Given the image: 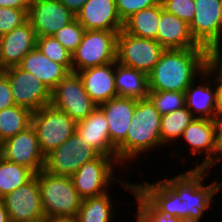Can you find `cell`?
<instances>
[{
    "mask_svg": "<svg viewBox=\"0 0 222 222\" xmlns=\"http://www.w3.org/2000/svg\"><path fill=\"white\" fill-rule=\"evenodd\" d=\"M206 70V48L165 49L148 74L150 91L185 92Z\"/></svg>",
    "mask_w": 222,
    "mask_h": 222,
    "instance_id": "cell-1",
    "label": "cell"
},
{
    "mask_svg": "<svg viewBox=\"0 0 222 222\" xmlns=\"http://www.w3.org/2000/svg\"><path fill=\"white\" fill-rule=\"evenodd\" d=\"M161 117L149 98L137 100L126 139L117 147V160L122 167L136 164L135 160L139 161L142 153L144 156L163 147L160 136Z\"/></svg>",
    "mask_w": 222,
    "mask_h": 222,
    "instance_id": "cell-2",
    "label": "cell"
},
{
    "mask_svg": "<svg viewBox=\"0 0 222 222\" xmlns=\"http://www.w3.org/2000/svg\"><path fill=\"white\" fill-rule=\"evenodd\" d=\"M209 174L212 172L192 167L171 178L169 176L163 178L182 202L183 222H202L205 211L210 209L215 201L214 196L217 198L215 194L222 193L220 177L214 179L213 183L204 185L206 182L204 179H209L207 177Z\"/></svg>",
    "mask_w": 222,
    "mask_h": 222,
    "instance_id": "cell-3",
    "label": "cell"
},
{
    "mask_svg": "<svg viewBox=\"0 0 222 222\" xmlns=\"http://www.w3.org/2000/svg\"><path fill=\"white\" fill-rule=\"evenodd\" d=\"M35 175L39 182L46 221L76 218L83 198L75 189L71 176L56 175L45 170H41Z\"/></svg>",
    "mask_w": 222,
    "mask_h": 222,
    "instance_id": "cell-4",
    "label": "cell"
},
{
    "mask_svg": "<svg viewBox=\"0 0 222 222\" xmlns=\"http://www.w3.org/2000/svg\"><path fill=\"white\" fill-rule=\"evenodd\" d=\"M122 168L117 156L99 155L93 161L84 163L72 176L74 187L84 199L102 195L112 189L110 184L118 182L127 191L134 192L135 183L123 181L115 174V169ZM118 178H120L118 180ZM113 181V182H112Z\"/></svg>",
    "mask_w": 222,
    "mask_h": 222,
    "instance_id": "cell-5",
    "label": "cell"
},
{
    "mask_svg": "<svg viewBox=\"0 0 222 222\" xmlns=\"http://www.w3.org/2000/svg\"><path fill=\"white\" fill-rule=\"evenodd\" d=\"M119 32L85 30L81 43L72 54V72L117 61V36Z\"/></svg>",
    "mask_w": 222,
    "mask_h": 222,
    "instance_id": "cell-6",
    "label": "cell"
},
{
    "mask_svg": "<svg viewBox=\"0 0 222 222\" xmlns=\"http://www.w3.org/2000/svg\"><path fill=\"white\" fill-rule=\"evenodd\" d=\"M32 126L40 150L46 156L75 133L76 122L65 112L48 105L32 113Z\"/></svg>",
    "mask_w": 222,
    "mask_h": 222,
    "instance_id": "cell-7",
    "label": "cell"
},
{
    "mask_svg": "<svg viewBox=\"0 0 222 222\" xmlns=\"http://www.w3.org/2000/svg\"><path fill=\"white\" fill-rule=\"evenodd\" d=\"M50 105L68 114L75 122L85 119L98 106L86 92L79 74L74 72L51 91Z\"/></svg>",
    "mask_w": 222,
    "mask_h": 222,
    "instance_id": "cell-8",
    "label": "cell"
},
{
    "mask_svg": "<svg viewBox=\"0 0 222 222\" xmlns=\"http://www.w3.org/2000/svg\"><path fill=\"white\" fill-rule=\"evenodd\" d=\"M165 49L158 41L126 33L117 36V62L149 74Z\"/></svg>",
    "mask_w": 222,
    "mask_h": 222,
    "instance_id": "cell-9",
    "label": "cell"
},
{
    "mask_svg": "<svg viewBox=\"0 0 222 222\" xmlns=\"http://www.w3.org/2000/svg\"><path fill=\"white\" fill-rule=\"evenodd\" d=\"M99 154L75 132L61 146L45 156L44 169L56 175L72 176L84 163Z\"/></svg>",
    "mask_w": 222,
    "mask_h": 222,
    "instance_id": "cell-10",
    "label": "cell"
},
{
    "mask_svg": "<svg viewBox=\"0 0 222 222\" xmlns=\"http://www.w3.org/2000/svg\"><path fill=\"white\" fill-rule=\"evenodd\" d=\"M8 79L17 106L35 112L50 105L51 91L35 75L12 66L1 71Z\"/></svg>",
    "mask_w": 222,
    "mask_h": 222,
    "instance_id": "cell-11",
    "label": "cell"
},
{
    "mask_svg": "<svg viewBox=\"0 0 222 222\" xmlns=\"http://www.w3.org/2000/svg\"><path fill=\"white\" fill-rule=\"evenodd\" d=\"M12 222L46 221L36 175L2 198Z\"/></svg>",
    "mask_w": 222,
    "mask_h": 222,
    "instance_id": "cell-12",
    "label": "cell"
},
{
    "mask_svg": "<svg viewBox=\"0 0 222 222\" xmlns=\"http://www.w3.org/2000/svg\"><path fill=\"white\" fill-rule=\"evenodd\" d=\"M32 170L35 174L44 169L45 156L40 150L35 128L31 125L3 142L2 156Z\"/></svg>",
    "mask_w": 222,
    "mask_h": 222,
    "instance_id": "cell-13",
    "label": "cell"
},
{
    "mask_svg": "<svg viewBox=\"0 0 222 222\" xmlns=\"http://www.w3.org/2000/svg\"><path fill=\"white\" fill-rule=\"evenodd\" d=\"M75 19L59 0H31L28 21L36 37L53 36Z\"/></svg>",
    "mask_w": 222,
    "mask_h": 222,
    "instance_id": "cell-14",
    "label": "cell"
},
{
    "mask_svg": "<svg viewBox=\"0 0 222 222\" xmlns=\"http://www.w3.org/2000/svg\"><path fill=\"white\" fill-rule=\"evenodd\" d=\"M196 11L189 24L194 40L202 47L222 37V0H194Z\"/></svg>",
    "mask_w": 222,
    "mask_h": 222,
    "instance_id": "cell-15",
    "label": "cell"
},
{
    "mask_svg": "<svg viewBox=\"0 0 222 222\" xmlns=\"http://www.w3.org/2000/svg\"><path fill=\"white\" fill-rule=\"evenodd\" d=\"M184 139V141H183ZM180 143L185 142L188 145L189 155L195 156L205 153V157L199 161H193L194 169H203L209 172L212 168V155L215 141V123L214 120L204 118H194V120L186 127Z\"/></svg>",
    "mask_w": 222,
    "mask_h": 222,
    "instance_id": "cell-16",
    "label": "cell"
},
{
    "mask_svg": "<svg viewBox=\"0 0 222 222\" xmlns=\"http://www.w3.org/2000/svg\"><path fill=\"white\" fill-rule=\"evenodd\" d=\"M216 100L217 83L207 70L199 75L185 91V106L195 118L213 120Z\"/></svg>",
    "mask_w": 222,
    "mask_h": 222,
    "instance_id": "cell-17",
    "label": "cell"
},
{
    "mask_svg": "<svg viewBox=\"0 0 222 222\" xmlns=\"http://www.w3.org/2000/svg\"><path fill=\"white\" fill-rule=\"evenodd\" d=\"M75 18L85 30L120 32L124 25L117 12L116 0H88Z\"/></svg>",
    "mask_w": 222,
    "mask_h": 222,
    "instance_id": "cell-18",
    "label": "cell"
},
{
    "mask_svg": "<svg viewBox=\"0 0 222 222\" xmlns=\"http://www.w3.org/2000/svg\"><path fill=\"white\" fill-rule=\"evenodd\" d=\"M36 35L29 21L0 37L2 69L18 66L24 56L36 47Z\"/></svg>",
    "mask_w": 222,
    "mask_h": 222,
    "instance_id": "cell-19",
    "label": "cell"
},
{
    "mask_svg": "<svg viewBox=\"0 0 222 222\" xmlns=\"http://www.w3.org/2000/svg\"><path fill=\"white\" fill-rule=\"evenodd\" d=\"M75 132L99 155L117 156V148L110 141L107 119L98 106L85 119L76 122Z\"/></svg>",
    "mask_w": 222,
    "mask_h": 222,
    "instance_id": "cell-20",
    "label": "cell"
},
{
    "mask_svg": "<svg viewBox=\"0 0 222 222\" xmlns=\"http://www.w3.org/2000/svg\"><path fill=\"white\" fill-rule=\"evenodd\" d=\"M136 103V99L116 97L98 105L107 119L110 141L116 148L126 139Z\"/></svg>",
    "mask_w": 222,
    "mask_h": 222,
    "instance_id": "cell-21",
    "label": "cell"
},
{
    "mask_svg": "<svg viewBox=\"0 0 222 222\" xmlns=\"http://www.w3.org/2000/svg\"><path fill=\"white\" fill-rule=\"evenodd\" d=\"M91 100L100 105L116 98L114 62L90 67L78 72Z\"/></svg>",
    "mask_w": 222,
    "mask_h": 222,
    "instance_id": "cell-22",
    "label": "cell"
},
{
    "mask_svg": "<svg viewBox=\"0 0 222 222\" xmlns=\"http://www.w3.org/2000/svg\"><path fill=\"white\" fill-rule=\"evenodd\" d=\"M157 41L164 49L204 48L194 40L189 24L166 12L162 4Z\"/></svg>",
    "mask_w": 222,
    "mask_h": 222,
    "instance_id": "cell-23",
    "label": "cell"
},
{
    "mask_svg": "<svg viewBox=\"0 0 222 222\" xmlns=\"http://www.w3.org/2000/svg\"><path fill=\"white\" fill-rule=\"evenodd\" d=\"M18 66L35 75L50 91L70 73L64 65L50 60L37 47L26 54Z\"/></svg>",
    "mask_w": 222,
    "mask_h": 222,
    "instance_id": "cell-24",
    "label": "cell"
},
{
    "mask_svg": "<svg viewBox=\"0 0 222 222\" xmlns=\"http://www.w3.org/2000/svg\"><path fill=\"white\" fill-rule=\"evenodd\" d=\"M135 183V188L161 213L182 220V202L178 194L163 180L153 183L143 180Z\"/></svg>",
    "mask_w": 222,
    "mask_h": 222,
    "instance_id": "cell-25",
    "label": "cell"
},
{
    "mask_svg": "<svg viewBox=\"0 0 222 222\" xmlns=\"http://www.w3.org/2000/svg\"><path fill=\"white\" fill-rule=\"evenodd\" d=\"M115 86L118 97L144 99L149 95L148 74L114 62Z\"/></svg>",
    "mask_w": 222,
    "mask_h": 222,
    "instance_id": "cell-26",
    "label": "cell"
},
{
    "mask_svg": "<svg viewBox=\"0 0 222 222\" xmlns=\"http://www.w3.org/2000/svg\"><path fill=\"white\" fill-rule=\"evenodd\" d=\"M111 191L102 195L84 198L76 219L79 222H113L116 214V199L111 198ZM114 203H113V201ZM115 206V207H114ZM115 209V210H114Z\"/></svg>",
    "mask_w": 222,
    "mask_h": 222,
    "instance_id": "cell-27",
    "label": "cell"
},
{
    "mask_svg": "<svg viewBox=\"0 0 222 222\" xmlns=\"http://www.w3.org/2000/svg\"><path fill=\"white\" fill-rule=\"evenodd\" d=\"M160 17L161 2L153 7L136 12L124 22L123 30L130 35L157 41Z\"/></svg>",
    "mask_w": 222,
    "mask_h": 222,
    "instance_id": "cell-28",
    "label": "cell"
},
{
    "mask_svg": "<svg viewBox=\"0 0 222 222\" xmlns=\"http://www.w3.org/2000/svg\"><path fill=\"white\" fill-rule=\"evenodd\" d=\"M194 118L192 112L186 106L169 114L162 115L160 136L163 147L167 149L169 146H176L184 130Z\"/></svg>",
    "mask_w": 222,
    "mask_h": 222,
    "instance_id": "cell-29",
    "label": "cell"
},
{
    "mask_svg": "<svg viewBox=\"0 0 222 222\" xmlns=\"http://www.w3.org/2000/svg\"><path fill=\"white\" fill-rule=\"evenodd\" d=\"M32 113L17 105L0 110V140L4 142L31 126Z\"/></svg>",
    "mask_w": 222,
    "mask_h": 222,
    "instance_id": "cell-30",
    "label": "cell"
},
{
    "mask_svg": "<svg viewBox=\"0 0 222 222\" xmlns=\"http://www.w3.org/2000/svg\"><path fill=\"white\" fill-rule=\"evenodd\" d=\"M35 173L25 166L0 157V199L29 182Z\"/></svg>",
    "mask_w": 222,
    "mask_h": 222,
    "instance_id": "cell-31",
    "label": "cell"
},
{
    "mask_svg": "<svg viewBox=\"0 0 222 222\" xmlns=\"http://www.w3.org/2000/svg\"><path fill=\"white\" fill-rule=\"evenodd\" d=\"M36 47L50 60L72 72V54L54 36L37 37Z\"/></svg>",
    "mask_w": 222,
    "mask_h": 222,
    "instance_id": "cell-32",
    "label": "cell"
},
{
    "mask_svg": "<svg viewBox=\"0 0 222 222\" xmlns=\"http://www.w3.org/2000/svg\"><path fill=\"white\" fill-rule=\"evenodd\" d=\"M135 196L137 209L135 222H183L180 218L168 216L159 212L136 188L132 193Z\"/></svg>",
    "mask_w": 222,
    "mask_h": 222,
    "instance_id": "cell-33",
    "label": "cell"
},
{
    "mask_svg": "<svg viewBox=\"0 0 222 222\" xmlns=\"http://www.w3.org/2000/svg\"><path fill=\"white\" fill-rule=\"evenodd\" d=\"M148 98L161 115L185 107V92L150 91Z\"/></svg>",
    "mask_w": 222,
    "mask_h": 222,
    "instance_id": "cell-34",
    "label": "cell"
},
{
    "mask_svg": "<svg viewBox=\"0 0 222 222\" xmlns=\"http://www.w3.org/2000/svg\"><path fill=\"white\" fill-rule=\"evenodd\" d=\"M85 29L75 18L72 22L56 32L53 36L58 40L71 54H73L81 43Z\"/></svg>",
    "mask_w": 222,
    "mask_h": 222,
    "instance_id": "cell-35",
    "label": "cell"
},
{
    "mask_svg": "<svg viewBox=\"0 0 222 222\" xmlns=\"http://www.w3.org/2000/svg\"><path fill=\"white\" fill-rule=\"evenodd\" d=\"M28 10L0 7V37L27 22Z\"/></svg>",
    "mask_w": 222,
    "mask_h": 222,
    "instance_id": "cell-36",
    "label": "cell"
},
{
    "mask_svg": "<svg viewBox=\"0 0 222 222\" xmlns=\"http://www.w3.org/2000/svg\"><path fill=\"white\" fill-rule=\"evenodd\" d=\"M163 9L181 20L191 23L195 11L196 5L194 0H160Z\"/></svg>",
    "mask_w": 222,
    "mask_h": 222,
    "instance_id": "cell-37",
    "label": "cell"
},
{
    "mask_svg": "<svg viewBox=\"0 0 222 222\" xmlns=\"http://www.w3.org/2000/svg\"><path fill=\"white\" fill-rule=\"evenodd\" d=\"M206 70L215 79H222V37L206 48Z\"/></svg>",
    "mask_w": 222,
    "mask_h": 222,
    "instance_id": "cell-38",
    "label": "cell"
},
{
    "mask_svg": "<svg viewBox=\"0 0 222 222\" xmlns=\"http://www.w3.org/2000/svg\"><path fill=\"white\" fill-rule=\"evenodd\" d=\"M159 2L160 0H116V8L121 21L124 23L136 12L153 7Z\"/></svg>",
    "mask_w": 222,
    "mask_h": 222,
    "instance_id": "cell-39",
    "label": "cell"
},
{
    "mask_svg": "<svg viewBox=\"0 0 222 222\" xmlns=\"http://www.w3.org/2000/svg\"><path fill=\"white\" fill-rule=\"evenodd\" d=\"M213 120L215 123V141L212 155V167L215 168V166H218L222 161V116L214 118Z\"/></svg>",
    "mask_w": 222,
    "mask_h": 222,
    "instance_id": "cell-40",
    "label": "cell"
},
{
    "mask_svg": "<svg viewBox=\"0 0 222 222\" xmlns=\"http://www.w3.org/2000/svg\"><path fill=\"white\" fill-rule=\"evenodd\" d=\"M16 105L12 91L10 88V83L7 77L0 72V110Z\"/></svg>",
    "mask_w": 222,
    "mask_h": 222,
    "instance_id": "cell-41",
    "label": "cell"
},
{
    "mask_svg": "<svg viewBox=\"0 0 222 222\" xmlns=\"http://www.w3.org/2000/svg\"><path fill=\"white\" fill-rule=\"evenodd\" d=\"M31 0H0V7L29 9Z\"/></svg>",
    "mask_w": 222,
    "mask_h": 222,
    "instance_id": "cell-42",
    "label": "cell"
},
{
    "mask_svg": "<svg viewBox=\"0 0 222 222\" xmlns=\"http://www.w3.org/2000/svg\"><path fill=\"white\" fill-rule=\"evenodd\" d=\"M73 15H77L80 9L88 0H59Z\"/></svg>",
    "mask_w": 222,
    "mask_h": 222,
    "instance_id": "cell-43",
    "label": "cell"
},
{
    "mask_svg": "<svg viewBox=\"0 0 222 222\" xmlns=\"http://www.w3.org/2000/svg\"><path fill=\"white\" fill-rule=\"evenodd\" d=\"M217 83V100L214 118L222 116V79H215Z\"/></svg>",
    "mask_w": 222,
    "mask_h": 222,
    "instance_id": "cell-44",
    "label": "cell"
},
{
    "mask_svg": "<svg viewBox=\"0 0 222 222\" xmlns=\"http://www.w3.org/2000/svg\"><path fill=\"white\" fill-rule=\"evenodd\" d=\"M0 222H10L8 212L3 199H0Z\"/></svg>",
    "mask_w": 222,
    "mask_h": 222,
    "instance_id": "cell-45",
    "label": "cell"
},
{
    "mask_svg": "<svg viewBox=\"0 0 222 222\" xmlns=\"http://www.w3.org/2000/svg\"><path fill=\"white\" fill-rule=\"evenodd\" d=\"M51 222H79L76 218H59Z\"/></svg>",
    "mask_w": 222,
    "mask_h": 222,
    "instance_id": "cell-46",
    "label": "cell"
},
{
    "mask_svg": "<svg viewBox=\"0 0 222 222\" xmlns=\"http://www.w3.org/2000/svg\"><path fill=\"white\" fill-rule=\"evenodd\" d=\"M2 145H3V142L0 140V157L2 156Z\"/></svg>",
    "mask_w": 222,
    "mask_h": 222,
    "instance_id": "cell-47",
    "label": "cell"
}]
</instances>
